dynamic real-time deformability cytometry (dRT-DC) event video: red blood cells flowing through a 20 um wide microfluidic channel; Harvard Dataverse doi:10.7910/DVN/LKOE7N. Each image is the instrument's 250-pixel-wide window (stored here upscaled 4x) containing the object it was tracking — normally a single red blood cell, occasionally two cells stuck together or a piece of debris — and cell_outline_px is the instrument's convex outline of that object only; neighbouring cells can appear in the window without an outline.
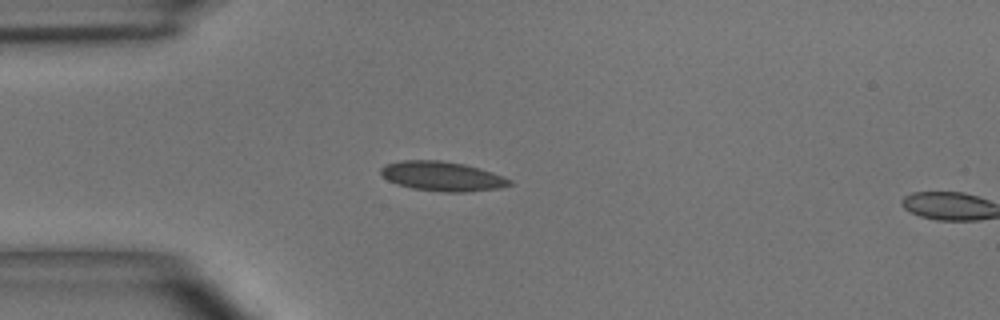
{"species": "common noctule bat (a hibernating species)", "species_latin": "Nyctalus noctula", "temperature_condition": "room temperature", "stored_images_in_passage": 14, "camera_frame_rate_fps": 3000, "um_per_image_px": 0.085, "animal": {"sex": "male", "body_mass_g": 15.6}, "frame": {"image": 1, "passage_image": 12, "time_ms": 3.667, "image_size_px": [1000, 320], "cell_outline_px": [[512, 184], [500, 188], [464, 192], [444, 192], [412, 188], [396, 184], [388, 180], [380, 172], [380, 168], [384, 164], [404, 160], [440, 160], [464, 164], [480, 168], [492, 172], [512, 180]], "centroid_in_image_um": [37.58, 14.98], "position_along_channel_um": 47.4, "area_um2": 22.14}}